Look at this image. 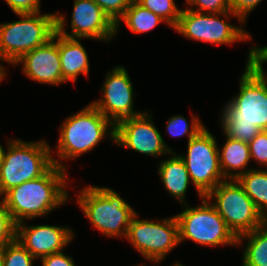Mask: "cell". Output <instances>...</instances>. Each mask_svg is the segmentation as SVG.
Returning a JSON list of instances; mask_svg holds the SVG:
<instances>
[{"mask_svg": "<svg viewBox=\"0 0 267 266\" xmlns=\"http://www.w3.org/2000/svg\"><path fill=\"white\" fill-rule=\"evenodd\" d=\"M253 49L248 53L239 94L229 100L221 116L225 136L246 143L267 130V78L253 64Z\"/></svg>", "mask_w": 267, "mask_h": 266, "instance_id": "6da1fadb", "label": "cell"}, {"mask_svg": "<svg viewBox=\"0 0 267 266\" xmlns=\"http://www.w3.org/2000/svg\"><path fill=\"white\" fill-rule=\"evenodd\" d=\"M66 169L52 165L41 177L15 186L2 195L16 224L46 215L69 198Z\"/></svg>", "mask_w": 267, "mask_h": 266, "instance_id": "7a4b0ae2", "label": "cell"}, {"mask_svg": "<svg viewBox=\"0 0 267 266\" xmlns=\"http://www.w3.org/2000/svg\"><path fill=\"white\" fill-rule=\"evenodd\" d=\"M0 167V195L26 181L41 177L53 164L67 169L53 158L50 145L44 140L25 142L10 140Z\"/></svg>", "mask_w": 267, "mask_h": 266, "instance_id": "3957f363", "label": "cell"}, {"mask_svg": "<svg viewBox=\"0 0 267 266\" xmlns=\"http://www.w3.org/2000/svg\"><path fill=\"white\" fill-rule=\"evenodd\" d=\"M60 129L56 151L58 157L63 160L74 159L89 152L107 133L111 140L115 141V125L91 103L78 113L67 117Z\"/></svg>", "mask_w": 267, "mask_h": 266, "instance_id": "277c9868", "label": "cell"}, {"mask_svg": "<svg viewBox=\"0 0 267 266\" xmlns=\"http://www.w3.org/2000/svg\"><path fill=\"white\" fill-rule=\"evenodd\" d=\"M78 204L94 228L106 236L125 237L134 209L107 187L87 186L77 196Z\"/></svg>", "mask_w": 267, "mask_h": 266, "instance_id": "5b68a950", "label": "cell"}, {"mask_svg": "<svg viewBox=\"0 0 267 266\" xmlns=\"http://www.w3.org/2000/svg\"><path fill=\"white\" fill-rule=\"evenodd\" d=\"M19 21L0 24V61L15 64L25 53L45 44L56 32V14H16Z\"/></svg>", "mask_w": 267, "mask_h": 266, "instance_id": "8992f818", "label": "cell"}, {"mask_svg": "<svg viewBox=\"0 0 267 266\" xmlns=\"http://www.w3.org/2000/svg\"><path fill=\"white\" fill-rule=\"evenodd\" d=\"M205 197L209 202L213 197L216 199L211 204L237 238L267 221L237 179L223 180Z\"/></svg>", "mask_w": 267, "mask_h": 266, "instance_id": "52a82bcc", "label": "cell"}, {"mask_svg": "<svg viewBox=\"0 0 267 266\" xmlns=\"http://www.w3.org/2000/svg\"><path fill=\"white\" fill-rule=\"evenodd\" d=\"M201 199L202 205L189 207L186 204L185 210L175 216L178 222L179 243L189 239L205 246H237V237L228 228L215 207L209 204L205 196Z\"/></svg>", "mask_w": 267, "mask_h": 266, "instance_id": "ba28073f", "label": "cell"}, {"mask_svg": "<svg viewBox=\"0 0 267 266\" xmlns=\"http://www.w3.org/2000/svg\"><path fill=\"white\" fill-rule=\"evenodd\" d=\"M218 149L215 137L205 127L188 141L187 154L180 156L200 198L225 180L220 168Z\"/></svg>", "mask_w": 267, "mask_h": 266, "instance_id": "9c48e42d", "label": "cell"}, {"mask_svg": "<svg viewBox=\"0 0 267 266\" xmlns=\"http://www.w3.org/2000/svg\"><path fill=\"white\" fill-rule=\"evenodd\" d=\"M220 15L229 18L235 16L241 23H245L231 11L225 13H202L190 9H182L177 25L173 28L179 34L197 41L213 44H232L246 41L251 36L244 29L231 25L227 20H220Z\"/></svg>", "mask_w": 267, "mask_h": 266, "instance_id": "30bf717a", "label": "cell"}, {"mask_svg": "<svg viewBox=\"0 0 267 266\" xmlns=\"http://www.w3.org/2000/svg\"><path fill=\"white\" fill-rule=\"evenodd\" d=\"M135 213L130 221L127 240L144 258L161 262L179 243L178 222L174 216L161 222L139 220Z\"/></svg>", "mask_w": 267, "mask_h": 266, "instance_id": "8fae6325", "label": "cell"}, {"mask_svg": "<svg viewBox=\"0 0 267 266\" xmlns=\"http://www.w3.org/2000/svg\"><path fill=\"white\" fill-rule=\"evenodd\" d=\"M56 32L69 38L109 41L116 35V24L93 0H75L71 16V33L65 30V15H55Z\"/></svg>", "mask_w": 267, "mask_h": 266, "instance_id": "7c38bea8", "label": "cell"}, {"mask_svg": "<svg viewBox=\"0 0 267 266\" xmlns=\"http://www.w3.org/2000/svg\"><path fill=\"white\" fill-rule=\"evenodd\" d=\"M114 143L155 157L174 152L165 144L147 112L119 121L115 125Z\"/></svg>", "mask_w": 267, "mask_h": 266, "instance_id": "4fadbf2b", "label": "cell"}, {"mask_svg": "<svg viewBox=\"0 0 267 266\" xmlns=\"http://www.w3.org/2000/svg\"><path fill=\"white\" fill-rule=\"evenodd\" d=\"M103 98L91 104L114 125L119 121L142 114L133 109V85L123 66L114 67L107 73Z\"/></svg>", "mask_w": 267, "mask_h": 266, "instance_id": "5bb4252c", "label": "cell"}, {"mask_svg": "<svg viewBox=\"0 0 267 266\" xmlns=\"http://www.w3.org/2000/svg\"><path fill=\"white\" fill-rule=\"evenodd\" d=\"M68 227L16 224V240L36 259L61 252L73 239Z\"/></svg>", "mask_w": 267, "mask_h": 266, "instance_id": "9a60e30c", "label": "cell"}, {"mask_svg": "<svg viewBox=\"0 0 267 266\" xmlns=\"http://www.w3.org/2000/svg\"><path fill=\"white\" fill-rule=\"evenodd\" d=\"M19 63L23 64V73L34 81L56 86L66 82L62 78L57 32L45 44L25 53L14 65Z\"/></svg>", "mask_w": 267, "mask_h": 266, "instance_id": "2e32d148", "label": "cell"}, {"mask_svg": "<svg viewBox=\"0 0 267 266\" xmlns=\"http://www.w3.org/2000/svg\"><path fill=\"white\" fill-rule=\"evenodd\" d=\"M79 38H69L58 33V49L62 78L75 82L79 74L88 76L89 59Z\"/></svg>", "mask_w": 267, "mask_h": 266, "instance_id": "e0dca14e", "label": "cell"}, {"mask_svg": "<svg viewBox=\"0 0 267 266\" xmlns=\"http://www.w3.org/2000/svg\"><path fill=\"white\" fill-rule=\"evenodd\" d=\"M170 155V159L163 160L159 164L158 174H160L159 176H161L160 178L170 195L185 205V203L187 204L185 193L189 183L192 181H190L185 162L180 155H176L175 152H171Z\"/></svg>", "mask_w": 267, "mask_h": 266, "instance_id": "ac0fdd59", "label": "cell"}, {"mask_svg": "<svg viewBox=\"0 0 267 266\" xmlns=\"http://www.w3.org/2000/svg\"><path fill=\"white\" fill-rule=\"evenodd\" d=\"M225 137L223 148L221 151L218 149L220 168L225 179H238L248 171L245 168L251 160L249 145L246 142Z\"/></svg>", "mask_w": 267, "mask_h": 266, "instance_id": "d6986e66", "label": "cell"}, {"mask_svg": "<svg viewBox=\"0 0 267 266\" xmlns=\"http://www.w3.org/2000/svg\"><path fill=\"white\" fill-rule=\"evenodd\" d=\"M247 238L242 266H267V221L251 232L240 235L237 244Z\"/></svg>", "mask_w": 267, "mask_h": 266, "instance_id": "ffe728a7", "label": "cell"}, {"mask_svg": "<svg viewBox=\"0 0 267 266\" xmlns=\"http://www.w3.org/2000/svg\"><path fill=\"white\" fill-rule=\"evenodd\" d=\"M237 181L267 220V169H250L238 177Z\"/></svg>", "mask_w": 267, "mask_h": 266, "instance_id": "44dd1931", "label": "cell"}, {"mask_svg": "<svg viewBox=\"0 0 267 266\" xmlns=\"http://www.w3.org/2000/svg\"><path fill=\"white\" fill-rule=\"evenodd\" d=\"M121 20L134 33H145L155 28L159 23L166 22L160 16L154 14L148 9H145L135 0L125 10L124 15L116 23V34L119 29Z\"/></svg>", "mask_w": 267, "mask_h": 266, "instance_id": "7402d4cb", "label": "cell"}, {"mask_svg": "<svg viewBox=\"0 0 267 266\" xmlns=\"http://www.w3.org/2000/svg\"><path fill=\"white\" fill-rule=\"evenodd\" d=\"M145 9L150 10L154 14L160 16L166 25L174 28L179 20L181 9L175 5L174 0H135Z\"/></svg>", "mask_w": 267, "mask_h": 266, "instance_id": "603a6c76", "label": "cell"}, {"mask_svg": "<svg viewBox=\"0 0 267 266\" xmlns=\"http://www.w3.org/2000/svg\"><path fill=\"white\" fill-rule=\"evenodd\" d=\"M34 259L16 239L2 247V266H33Z\"/></svg>", "mask_w": 267, "mask_h": 266, "instance_id": "cb8c5ba5", "label": "cell"}, {"mask_svg": "<svg viewBox=\"0 0 267 266\" xmlns=\"http://www.w3.org/2000/svg\"><path fill=\"white\" fill-rule=\"evenodd\" d=\"M191 121V128L189 130V123L187 119L181 115H175L169 118L166 128L168 130V133L174 137H180L188 134L189 141L205 128L203 123L200 122V119L196 118L193 115Z\"/></svg>", "mask_w": 267, "mask_h": 266, "instance_id": "d4e9b609", "label": "cell"}, {"mask_svg": "<svg viewBox=\"0 0 267 266\" xmlns=\"http://www.w3.org/2000/svg\"><path fill=\"white\" fill-rule=\"evenodd\" d=\"M0 202V248L16 239V223L1 198Z\"/></svg>", "mask_w": 267, "mask_h": 266, "instance_id": "484cf974", "label": "cell"}, {"mask_svg": "<svg viewBox=\"0 0 267 266\" xmlns=\"http://www.w3.org/2000/svg\"><path fill=\"white\" fill-rule=\"evenodd\" d=\"M186 4L196 6L188 8L202 13H225L231 11L230 0H186Z\"/></svg>", "mask_w": 267, "mask_h": 266, "instance_id": "4316f807", "label": "cell"}, {"mask_svg": "<svg viewBox=\"0 0 267 266\" xmlns=\"http://www.w3.org/2000/svg\"><path fill=\"white\" fill-rule=\"evenodd\" d=\"M116 24L133 0H93Z\"/></svg>", "mask_w": 267, "mask_h": 266, "instance_id": "83f0119b", "label": "cell"}, {"mask_svg": "<svg viewBox=\"0 0 267 266\" xmlns=\"http://www.w3.org/2000/svg\"><path fill=\"white\" fill-rule=\"evenodd\" d=\"M248 145L251 159L263 166H267V130L257 134Z\"/></svg>", "mask_w": 267, "mask_h": 266, "instance_id": "f1b7e54d", "label": "cell"}, {"mask_svg": "<svg viewBox=\"0 0 267 266\" xmlns=\"http://www.w3.org/2000/svg\"><path fill=\"white\" fill-rule=\"evenodd\" d=\"M15 14L40 12V0H5Z\"/></svg>", "mask_w": 267, "mask_h": 266, "instance_id": "f546056e", "label": "cell"}, {"mask_svg": "<svg viewBox=\"0 0 267 266\" xmlns=\"http://www.w3.org/2000/svg\"><path fill=\"white\" fill-rule=\"evenodd\" d=\"M262 0H230L231 12L239 16L244 22L247 15L260 4Z\"/></svg>", "mask_w": 267, "mask_h": 266, "instance_id": "4dcf8cb0", "label": "cell"}, {"mask_svg": "<svg viewBox=\"0 0 267 266\" xmlns=\"http://www.w3.org/2000/svg\"><path fill=\"white\" fill-rule=\"evenodd\" d=\"M40 260L43 266H76L73 259L63 252L50 254Z\"/></svg>", "mask_w": 267, "mask_h": 266, "instance_id": "1f68e13d", "label": "cell"}, {"mask_svg": "<svg viewBox=\"0 0 267 266\" xmlns=\"http://www.w3.org/2000/svg\"><path fill=\"white\" fill-rule=\"evenodd\" d=\"M253 64L265 75L267 74L264 71L263 63L267 62V46L261 48L253 47Z\"/></svg>", "mask_w": 267, "mask_h": 266, "instance_id": "d6a6232c", "label": "cell"}, {"mask_svg": "<svg viewBox=\"0 0 267 266\" xmlns=\"http://www.w3.org/2000/svg\"><path fill=\"white\" fill-rule=\"evenodd\" d=\"M5 68L4 66L0 63V82L3 81V78L6 76V72H5Z\"/></svg>", "mask_w": 267, "mask_h": 266, "instance_id": "836d02e7", "label": "cell"}, {"mask_svg": "<svg viewBox=\"0 0 267 266\" xmlns=\"http://www.w3.org/2000/svg\"><path fill=\"white\" fill-rule=\"evenodd\" d=\"M3 154H4V148L2 147V145H0V167L2 164Z\"/></svg>", "mask_w": 267, "mask_h": 266, "instance_id": "e575fe53", "label": "cell"}, {"mask_svg": "<svg viewBox=\"0 0 267 266\" xmlns=\"http://www.w3.org/2000/svg\"><path fill=\"white\" fill-rule=\"evenodd\" d=\"M0 266H2V248H0Z\"/></svg>", "mask_w": 267, "mask_h": 266, "instance_id": "d590c367", "label": "cell"}, {"mask_svg": "<svg viewBox=\"0 0 267 266\" xmlns=\"http://www.w3.org/2000/svg\"><path fill=\"white\" fill-rule=\"evenodd\" d=\"M171 266H184L183 264H180V263H176V264H173Z\"/></svg>", "mask_w": 267, "mask_h": 266, "instance_id": "8d00e7d4", "label": "cell"}]
</instances>
